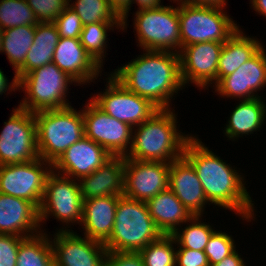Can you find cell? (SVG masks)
<instances>
[{"mask_svg":"<svg viewBox=\"0 0 266 266\" xmlns=\"http://www.w3.org/2000/svg\"><path fill=\"white\" fill-rule=\"evenodd\" d=\"M263 46L259 38L246 35L240 27L223 44L218 61L217 84L251 59Z\"/></svg>","mask_w":266,"mask_h":266,"instance_id":"d4e9b609","label":"cell"},{"mask_svg":"<svg viewBox=\"0 0 266 266\" xmlns=\"http://www.w3.org/2000/svg\"><path fill=\"white\" fill-rule=\"evenodd\" d=\"M112 155L86 136L71 145L52 165L53 171L76 180L91 174Z\"/></svg>","mask_w":266,"mask_h":266,"instance_id":"d6986e66","label":"cell"},{"mask_svg":"<svg viewBox=\"0 0 266 266\" xmlns=\"http://www.w3.org/2000/svg\"><path fill=\"white\" fill-rule=\"evenodd\" d=\"M38 21L26 0H0V28L36 25Z\"/></svg>","mask_w":266,"mask_h":266,"instance_id":"836d02e7","label":"cell"},{"mask_svg":"<svg viewBox=\"0 0 266 266\" xmlns=\"http://www.w3.org/2000/svg\"><path fill=\"white\" fill-rule=\"evenodd\" d=\"M50 235L54 266H105L107 249L104 243L89 239L74 230L55 229V233Z\"/></svg>","mask_w":266,"mask_h":266,"instance_id":"2e32d148","label":"cell"},{"mask_svg":"<svg viewBox=\"0 0 266 266\" xmlns=\"http://www.w3.org/2000/svg\"><path fill=\"white\" fill-rule=\"evenodd\" d=\"M60 37L79 38L83 24L78 14L67 6L54 21Z\"/></svg>","mask_w":266,"mask_h":266,"instance_id":"8d00e7d4","label":"cell"},{"mask_svg":"<svg viewBox=\"0 0 266 266\" xmlns=\"http://www.w3.org/2000/svg\"><path fill=\"white\" fill-rule=\"evenodd\" d=\"M238 252L236 249L233 253L229 256L225 257L222 261L213 264L211 266H246V262L242 257V254Z\"/></svg>","mask_w":266,"mask_h":266,"instance_id":"7bdbcfd3","label":"cell"},{"mask_svg":"<svg viewBox=\"0 0 266 266\" xmlns=\"http://www.w3.org/2000/svg\"><path fill=\"white\" fill-rule=\"evenodd\" d=\"M118 196L94 197L83 200L81 234L89 239L105 243L111 236Z\"/></svg>","mask_w":266,"mask_h":266,"instance_id":"603a6c76","label":"cell"},{"mask_svg":"<svg viewBox=\"0 0 266 266\" xmlns=\"http://www.w3.org/2000/svg\"><path fill=\"white\" fill-rule=\"evenodd\" d=\"M162 235L147 203L123 195L116 206L112 234L104 245L107 251L139 252Z\"/></svg>","mask_w":266,"mask_h":266,"instance_id":"5b68a950","label":"cell"},{"mask_svg":"<svg viewBox=\"0 0 266 266\" xmlns=\"http://www.w3.org/2000/svg\"><path fill=\"white\" fill-rule=\"evenodd\" d=\"M164 0H131V6H130V11H131V7L133 4H136L137 7V11L140 10H145V9H153V8H158L163 6Z\"/></svg>","mask_w":266,"mask_h":266,"instance_id":"f6af8a7d","label":"cell"},{"mask_svg":"<svg viewBox=\"0 0 266 266\" xmlns=\"http://www.w3.org/2000/svg\"><path fill=\"white\" fill-rule=\"evenodd\" d=\"M82 212L83 199L78 180L52 171L47 177L39 207L42 232H46L42 226L52 217L63 225L56 228L57 231H72L71 226L78 224L80 227Z\"/></svg>","mask_w":266,"mask_h":266,"instance_id":"9c48e42d","label":"cell"},{"mask_svg":"<svg viewBox=\"0 0 266 266\" xmlns=\"http://www.w3.org/2000/svg\"><path fill=\"white\" fill-rule=\"evenodd\" d=\"M198 136L194 134L187 141L183 156L196 171L207 200L213 208L234 212L243 222H256L258 211L247 191L245 174L216 155Z\"/></svg>","mask_w":266,"mask_h":266,"instance_id":"6da1fadb","label":"cell"},{"mask_svg":"<svg viewBox=\"0 0 266 266\" xmlns=\"http://www.w3.org/2000/svg\"><path fill=\"white\" fill-rule=\"evenodd\" d=\"M68 6L78 14L83 26L96 22H122L107 0H68Z\"/></svg>","mask_w":266,"mask_h":266,"instance_id":"1f68e13d","label":"cell"},{"mask_svg":"<svg viewBox=\"0 0 266 266\" xmlns=\"http://www.w3.org/2000/svg\"><path fill=\"white\" fill-rule=\"evenodd\" d=\"M110 4V7L116 12V14L122 20V31L124 32L125 29L127 32V26L129 27V23L127 21L128 17L130 16V6L131 0H107ZM128 23V24H127Z\"/></svg>","mask_w":266,"mask_h":266,"instance_id":"60d3db41","label":"cell"},{"mask_svg":"<svg viewBox=\"0 0 266 266\" xmlns=\"http://www.w3.org/2000/svg\"><path fill=\"white\" fill-rule=\"evenodd\" d=\"M40 232L39 209L32 202L0 193V234L26 238Z\"/></svg>","mask_w":266,"mask_h":266,"instance_id":"44dd1931","label":"cell"},{"mask_svg":"<svg viewBox=\"0 0 266 266\" xmlns=\"http://www.w3.org/2000/svg\"><path fill=\"white\" fill-rule=\"evenodd\" d=\"M139 253L144 266H176V241L172 235H162Z\"/></svg>","mask_w":266,"mask_h":266,"instance_id":"d6a6232c","label":"cell"},{"mask_svg":"<svg viewBox=\"0 0 266 266\" xmlns=\"http://www.w3.org/2000/svg\"><path fill=\"white\" fill-rule=\"evenodd\" d=\"M103 75L105 89L90 95V99L111 117L135 128L159 110L150 100L128 90L111 73Z\"/></svg>","mask_w":266,"mask_h":266,"instance_id":"30bf717a","label":"cell"},{"mask_svg":"<svg viewBox=\"0 0 266 266\" xmlns=\"http://www.w3.org/2000/svg\"><path fill=\"white\" fill-rule=\"evenodd\" d=\"M18 82V90L25 94L17 106L32 113L71 106L69 87L79 86L53 62L28 72Z\"/></svg>","mask_w":266,"mask_h":266,"instance_id":"8992f818","label":"cell"},{"mask_svg":"<svg viewBox=\"0 0 266 266\" xmlns=\"http://www.w3.org/2000/svg\"><path fill=\"white\" fill-rule=\"evenodd\" d=\"M122 31V22H96L83 26L79 40L90 56L104 69L109 46L108 32ZM112 30V31H111ZM108 42V44H107ZM108 46V47H107Z\"/></svg>","mask_w":266,"mask_h":266,"instance_id":"f546056e","label":"cell"},{"mask_svg":"<svg viewBox=\"0 0 266 266\" xmlns=\"http://www.w3.org/2000/svg\"><path fill=\"white\" fill-rule=\"evenodd\" d=\"M168 188L192 216H203L207 205L211 206L196 171L184 156L171 162Z\"/></svg>","mask_w":266,"mask_h":266,"instance_id":"ffe728a7","label":"cell"},{"mask_svg":"<svg viewBox=\"0 0 266 266\" xmlns=\"http://www.w3.org/2000/svg\"><path fill=\"white\" fill-rule=\"evenodd\" d=\"M59 38L54 22L36 24L33 44L27 53L24 65L16 72L18 79L36 68L51 63Z\"/></svg>","mask_w":266,"mask_h":266,"instance_id":"4316f807","label":"cell"},{"mask_svg":"<svg viewBox=\"0 0 266 266\" xmlns=\"http://www.w3.org/2000/svg\"><path fill=\"white\" fill-rule=\"evenodd\" d=\"M224 43L203 42L181 48L180 74L184 87L209 90L217 85L218 61ZM191 84V85H190Z\"/></svg>","mask_w":266,"mask_h":266,"instance_id":"5bb4252c","label":"cell"},{"mask_svg":"<svg viewBox=\"0 0 266 266\" xmlns=\"http://www.w3.org/2000/svg\"><path fill=\"white\" fill-rule=\"evenodd\" d=\"M53 171L52 164L41 158L0 166V193L41 205L46 180Z\"/></svg>","mask_w":266,"mask_h":266,"instance_id":"7c38bea8","label":"cell"},{"mask_svg":"<svg viewBox=\"0 0 266 266\" xmlns=\"http://www.w3.org/2000/svg\"><path fill=\"white\" fill-rule=\"evenodd\" d=\"M105 266H144L139 252L107 251Z\"/></svg>","mask_w":266,"mask_h":266,"instance_id":"f35d334b","label":"cell"},{"mask_svg":"<svg viewBox=\"0 0 266 266\" xmlns=\"http://www.w3.org/2000/svg\"><path fill=\"white\" fill-rule=\"evenodd\" d=\"M36 25H23L3 30L1 54L7 56L14 74L24 65L33 44Z\"/></svg>","mask_w":266,"mask_h":266,"instance_id":"83f0119b","label":"cell"},{"mask_svg":"<svg viewBox=\"0 0 266 266\" xmlns=\"http://www.w3.org/2000/svg\"><path fill=\"white\" fill-rule=\"evenodd\" d=\"M72 106L34 113L39 157L52 165L84 137L82 108Z\"/></svg>","mask_w":266,"mask_h":266,"instance_id":"277c9868","label":"cell"},{"mask_svg":"<svg viewBox=\"0 0 266 266\" xmlns=\"http://www.w3.org/2000/svg\"><path fill=\"white\" fill-rule=\"evenodd\" d=\"M181 48L203 42L228 40L239 28L226 9L178 2Z\"/></svg>","mask_w":266,"mask_h":266,"instance_id":"52a82bcc","label":"cell"},{"mask_svg":"<svg viewBox=\"0 0 266 266\" xmlns=\"http://www.w3.org/2000/svg\"><path fill=\"white\" fill-rule=\"evenodd\" d=\"M53 63L74 79L79 86L96 83L103 68L90 56L79 38L60 37L54 50ZM90 83V84H89Z\"/></svg>","mask_w":266,"mask_h":266,"instance_id":"ac0fdd59","label":"cell"},{"mask_svg":"<svg viewBox=\"0 0 266 266\" xmlns=\"http://www.w3.org/2000/svg\"><path fill=\"white\" fill-rule=\"evenodd\" d=\"M0 132V166L39 157L34 113L15 106Z\"/></svg>","mask_w":266,"mask_h":266,"instance_id":"8fae6325","label":"cell"},{"mask_svg":"<svg viewBox=\"0 0 266 266\" xmlns=\"http://www.w3.org/2000/svg\"><path fill=\"white\" fill-rule=\"evenodd\" d=\"M16 266H54L50 235L40 232L24 238L18 248Z\"/></svg>","mask_w":266,"mask_h":266,"instance_id":"f1b7e54d","label":"cell"},{"mask_svg":"<svg viewBox=\"0 0 266 266\" xmlns=\"http://www.w3.org/2000/svg\"><path fill=\"white\" fill-rule=\"evenodd\" d=\"M171 163L125 158L124 196L147 202L168 189Z\"/></svg>","mask_w":266,"mask_h":266,"instance_id":"e0dca14e","label":"cell"},{"mask_svg":"<svg viewBox=\"0 0 266 266\" xmlns=\"http://www.w3.org/2000/svg\"><path fill=\"white\" fill-rule=\"evenodd\" d=\"M8 79L9 78L6 77V74H4V72L0 68V95L1 96L3 95V93L4 95H8V94L10 95L11 93L18 91L19 82H18L17 75L14 74V77L11 82Z\"/></svg>","mask_w":266,"mask_h":266,"instance_id":"b9f144b4","label":"cell"},{"mask_svg":"<svg viewBox=\"0 0 266 266\" xmlns=\"http://www.w3.org/2000/svg\"><path fill=\"white\" fill-rule=\"evenodd\" d=\"M266 45L235 72L225 76L213 89L221 98L248 100L263 97L266 87ZM260 92V94H259Z\"/></svg>","mask_w":266,"mask_h":266,"instance_id":"9a60e30c","label":"cell"},{"mask_svg":"<svg viewBox=\"0 0 266 266\" xmlns=\"http://www.w3.org/2000/svg\"><path fill=\"white\" fill-rule=\"evenodd\" d=\"M250 9L255 11V14L264 16L266 19V0H250Z\"/></svg>","mask_w":266,"mask_h":266,"instance_id":"bcb514c9","label":"cell"},{"mask_svg":"<svg viewBox=\"0 0 266 266\" xmlns=\"http://www.w3.org/2000/svg\"><path fill=\"white\" fill-rule=\"evenodd\" d=\"M176 266H209L204 251L176 248Z\"/></svg>","mask_w":266,"mask_h":266,"instance_id":"ab89813d","label":"cell"},{"mask_svg":"<svg viewBox=\"0 0 266 266\" xmlns=\"http://www.w3.org/2000/svg\"><path fill=\"white\" fill-rule=\"evenodd\" d=\"M125 156H112L98 169L78 180L82 199L124 194Z\"/></svg>","mask_w":266,"mask_h":266,"instance_id":"7402d4cb","label":"cell"},{"mask_svg":"<svg viewBox=\"0 0 266 266\" xmlns=\"http://www.w3.org/2000/svg\"><path fill=\"white\" fill-rule=\"evenodd\" d=\"M2 37H3V30L0 28V54L2 50Z\"/></svg>","mask_w":266,"mask_h":266,"instance_id":"7dc6e473","label":"cell"},{"mask_svg":"<svg viewBox=\"0 0 266 266\" xmlns=\"http://www.w3.org/2000/svg\"><path fill=\"white\" fill-rule=\"evenodd\" d=\"M175 105L159 109L147 121L133 128L132 145L126 159L166 162L181 158L187 141L194 135L179 130Z\"/></svg>","mask_w":266,"mask_h":266,"instance_id":"3957f363","label":"cell"},{"mask_svg":"<svg viewBox=\"0 0 266 266\" xmlns=\"http://www.w3.org/2000/svg\"><path fill=\"white\" fill-rule=\"evenodd\" d=\"M142 52L110 73L128 90L150 100L159 109L172 108L171 101L185 89L180 74L179 53Z\"/></svg>","mask_w":266,"mask_h":266,"instance_id":"7a4b0ae2","label":"cell"},{"mask_svg":"<svg viewBox=\"0 0 266 266\" xmlns=\"http://www.w3.org/2000/svg\"><path fill=\"white\" fill-rule=\"evenodd\" d=\"M22 236L0 234V266H16Z\"/></svg>","mask_w":266,"mask_h":266,"instance_id":"74e56055","label":"cell"},{"mask_svg":"<svg viewBox=\"0 0 266 266\" xmlns=\"http://www.w3.org/2000/svg\"><path fill=\"white\" fill-rule=\"evenodd\" d=\"M38 23L54 22L68 6V0H26Z\"/></svg>","mask_w":266,"mask_h":266,"instance_id":"d590c367","label":"cell"},{"mask_svg":"<svg viewBox=\"0 0 266 266\" xmlns=\"http://www.w3.org/2000/svg\"><path fill=\"white\" fill-rule=\"evenodd\" d=\"M158 8L135 11L133 32L137 46L142 50L171 51L181 50L178 2Z\"/></svg>","mask_w":266,"mask_h":266,"instance_id":"ba28073f","label":"cell"},{"mask_svg":"<svg viewBox=\"0 0 266 266\" xmlns=\"http://www.w3.org/2000/svg\"><path fill=\"white\" fill-rule=\"evenodd\" d=\"M87 101L82 107L84 135L112 156H126L132 145L133 127L108 115L90 98Z\"/></svg>","mask_w":266,"mask_h":266,"instance_id":"4fadbf2b","label":"cell"},{"mask_svg":"<svg viewBox=\"0 0 266 266\" xmlns=\"http://www.w3.org/2000/svg\"><path fill=\"white\" fill-rule=\"evenodd\" d=\"M204 220L206 219H203V216H192L183 226L179 227L172 234L176 241V248L204 251L209 238L217 229L213 224L203 222Z\"/></svg>","mask_w":266,"mask_h":266,"instance_id":"4dcf8cb0","label":"cell"},{"mask_svg":"<svg viewBox=\"0 0 266 266\" xmlns=\"http://www.w3.org/2000/svg\"><path fill=\"white\" fill-rule=\"evenodd\" d=\"M150 216L163 235H172L192 215L168 188L147 202Z\"/></svg>","mask_w":266,"mask_h":266,"instance_id":"484cf974","label":"cell"},{"mask_svg":"<svg viewBox=\"0 0 266 266\" xmlns=\"http://www.w3.org/2000/svg\"><path fill=\"white\" fill-rule=\"evenodd\" d=\"M176 2L179 3H186L190 5H203V6H210V7H218L226 9L228 0H177Z\"/></svg>","mask_w":266,"mask_h":266,"instance_id":"ee69618b","label":"cell"},{"mask_svg":"<svg viewBox=\"0 0 266 266\" xmlns=\"http://www.w3.org/2000/svg\"><path fill=\"white\" fill-rule=\"evenodd\" d=\"M264 97L239 100L227 118L223 134L228 141H237L244 136H252L266 126V102ZM255 132V133H254ZM250 134V135H249Z\"/></svg>","mask_w":266,"mask_h":266,"instance_id":"cb8c5ba5","label":"cell"},{"mask_svg":"<svg viewBox=\"0 0 266 266\" xmlns=\"http://www.w3.org/2000/svg\"><path fill=\"white\" fill-rule=\"evenodd\" d=\"M233 237L232 234L222 232L219 229L212 233L204 250L209 266L222 261L238 249Z\"/></svg>","mask_w":266,"mask_h":266,"instance_id":"e575fe53","label":"cell"}]
</instances>
